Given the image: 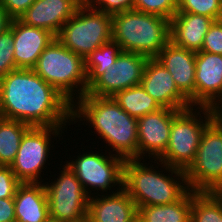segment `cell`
Segmentation results:
<instances>
[{
    "instance_id": "obj_19",
    "label": "cell",
    "mask_w": 222,
    "mask_h": 222,
    "mask_svg": "<svg viewBox=\"0 0 222 222\" xmlns=\"http://www.w3.org/2000/svg\"><path fill=\"white\" fill-rule=\"evenodd\" d=\"M136 215L137 206L123 187L89 197L87 222H130Z\"/></svg>"
},
{
    "instance_id": "obj_40",
    "label": "cell",
    "mask_w": 222,
    "mask_h": 222,
    "mask_svg": "<svg viewBox=\"0 0 222 222\" xmlns=\"http://www.w3.org/2000/svg\"><path fill=\"white\" fill-rule=\"evenodd\" d=\"M81 4H89L92 0H77Z\"/></svg>"
},
{
    "instance_id": "obj_10",
    "label": "cell",
    "mask_w": 222,
    "mask_h": 222,
    "mask_svg": "<svg viewBox=\"0 0 222 222\" xmlns=\"http://www.w3.org/2000/svg\"><path fill=\"white\" fill-rule=\"evenodd\" d=\"M61 165L58 175L49 176L55 178L44 180L49 216L61 222H87L89 195L75 173L66 164Z\"/></svg>"
},
{
    "instance_id": "obj_2",
    "label": "cell",
    "mask_w": 222,
    "mask_h": 222,
    "mask_svg": "<svg viewBox=\"0 0 222 222\" xmlns=\"http://www.w3.org/2000/svg\"><path fill=\"white\" fill-rule=\"evenodd\" d=\"M71 121L72 125L78 122L76 127L85 124L89 126L87 128L91 127L89 130L93 128L89 135H98L96 138L104 141L102 143L106 144L105 149L110 154L124 160L138 159L137 119L124 111L112 97L85 94L72 104Z\"/></svg>"
},
{
    "instance_id": "obj_21",
    "label": "cell",
    "mask_w": 222,
    "mask_h": 222,
    "mask_svg": "<svg viewBox=\"0 0 222 222\" xmlns=\"http://www.w3.org/2000/svg\"><path fill=\"white\" fill-rule=\"evenodd\" d=\"M16 222H43L49 216L44 183H21L14 196Z\"/></svg>"
},
{
    "instance_id": "obj_5",
    "label": "cell",
    "mask_w": 222,
    "mask_h": 222,
    "mask_svg": "<svg viewBox=\"0 0 222 222\" xmlns=\"http://www.w3.org/2000/svg\"><path fill=\"white\" fill-rule=\"evenodd\" d=\"M32 69L71 104L87 94L84 58L66 48L56 37Z\"/></svg>"
},
{
    "instance_id": "obj_6",
    "label": "cell",
    "mask_w": 222,
    "mask_h": 222,
    "mask_svg": "<svg viewBox=\"0 0 222 222\" xmlns=\"http://www.w3.org/2000/svg\"><path fill=\"white\" fill-rule=\"evenodd\" d=\"M213 120L209 107L192 106L180 110L173 117L167 148L158 160L186 171L196 157L205 128Z\"/></svg>"
},
{
    "instance_id": "obj_3",
    "label": "cell",
    "mask_w": 222,
    "mask_h": 222,
    "mask_svg": "<svg viewBox=\"0 0 222 222\" xmlns=\"http://www.w3.org/2000/svg\"><path fill=\"white\" fill-rule=\"evenodd\" d=\"M146 161L126 159L123 165V188L137 207L175 203L190 190L185 171L159 160Z\"/></svg>"
},
{
    "instance_id": "obj_1",
    "label": "cell",
    "mask_w": 222,
    "mask_h": 222,
    "mask_svg": "<svg viewBox=\"0 0 222 222\" xmlns=\"http://www.w3.org/2000/svg\"><path fill=\"white\" fill-rule=\"evenodd\" d=\"M72 104L33 69L17 68L0 79V117L30 126H69Z\"/></svg>"
},
{
    "instance_id": "obj_39",
    "label": "cell",
    "mask_w": 222,
    "mask_h": 222,
    "mask_svg": "<svg viewBox=\"0 0 222 222\" xmlns=\"http://www.w3.org/2000/svg\"><path fill=\"white\" fill-rule=\"evenodd\" d=\"M130 222H143L138 215H136Z\"/></svg>"
},
{
    "instance_id": "obj_32",
    "label": "cell",
    "mask_w": 222,
    "mask_h": 222,
    "mask_svg": "<svg viewBox=\"0 0 222 222\" xmlns=\"http://www.w3.org/2000/svg\"><path fill=\"white\" fill-rule=\"evenodd\" d=\"M89 4L94 9L110 15L134 10V0H92Z\"/></svg>"
},
{
    "instance_id": "obj_36",
    "label": "cell",
    "mask_w": 222,
    "mask_h": 222,
    "mask_svg": "<svg viewBox=\"0 0 222 222\" xmlns=\"http://www.w3.org/2000/svg\"><path fill=\"white\" fill-rule=\"evenodd\" d=\"M213 119L222 128V101L216 103L212 108Z\"/></svg>"
},
{
    "instance_id": "obj_14",
    "label": "cell",
    "mask_w": 222,
    "mask_h": 222,
    "mask_svg": "<svg viewBox=\"0 0 222 222\" xmlns=\"http://www.w3.org/2000/svg\"><path fill=\"white\" fill-rule=\"evenodd\" d=\"M140 84L162 108L184 110L192 107L176 87L169 71L155 58L147 60Z\"/></svg>"
},
{
    "instance_id": "obj_25",
    "label": "cell",
    "mask_w": 222,
    "mask_h": 222,
    "mask_svg": "<svg viewBox=\"0 0 222 222\" xmlns=\"http://www.w3.org/2000/svg\"><path fill=\"white\" fill-rule=\"evenodd\" d=\"M191 222H222V202L213 192L192 191Z\"/></svg>"
},
{
    "instance_id": "obj_27",
    "label": "cell",
    "mask_w": 222,
    "mask_h": 222,
    "mask_svg": "<svg viewBox=\"0 0 222 222\" xmlns=\"http://www.w3.org/2000/svg\"><path fill=\"white\" fill-rule=\"evenodd\" d=\"M122 51L118 43L110 41L85 57V67L109 68L114 65Z\"/></svg>"
},
{
    "instance_id": "obj_33",
    "label": "cell",
    "mask_w": 222,
    "mask_h": 222,
    "mask_svg": "<svg viewBox=\"0 0 222 222\" xmlns=\"http://www.w3.org/2000/svg\"><path fill=\"white\" fill-rule=\"evenodd\" d=\"M35 0H2L1 4L12 19H18Z\"/></svg>"
},
{
    "instance_id": "obj_11",
    "label": "cell",
    "mask_w": 222,
    "mask_h": 222,
    "mask_svg": "<svg viewBox=\"0 0 222 222\" xmlns=\"http://www.w3.org/2000/svg\"><path fill=\"white\" fill-rule=\"evenodd\" d=\"M148 59L142 54L122 51L109 68L85 67L87 95L113 97L119 91L139 85Z\"/></svg>"
},
{
    "instance_id": "obj_8",
    "label": "cell",
    "mask_w": 222,
    "mask_h": 222,
    "mask_svg": "<svg viewBox=\"0 0 222 222\" xmlns=\"http://www.w3.org/2000/svg\"><path fill=\"white\" fill-rule=\"evenodd\" d=\"M66 48L84 59L112 41V15L81 4L56 37Z\"/></svg>"
},
{
    "instance_id": "obj_37",
    "label": "cell",
    "mask_w": 222,
    "mask_h": 222,
    "mask_svg": "<svg viewBox=\"0 0 222 222\" xmlns=\"http://www.w3.org/2000/svg\"><path fill=\"white\" fill-rule=\"evenodd\" d=\"M214 195L222 202V184H220L214 191Z\"/></svg>"
},
{
    "instance_id": "obj_15",
    "label": "cell",
    "mask_w": 222,
    "mask_h": 222,
    "mask_svg": "<svg viewBox=\"0 0 222 222\" xmlns=\"http://www.w3.org/2000/svg\"><path fill=\"white\" fill-rule=\"evenodd\" d=\"M195 107L212 108L222 101V55L196 52Z\"/></svg>"
},
{
    "instance_id": "obj_24",
    "label": "cell",
    "mask_w": 222,
    "mask_h": 222,
    "mask_svg": "<svg viewBox=\"0 0 222 222\" xmlns=\"http://www.w3.org/2000/svg\"><path fill=\"white\" fill-rule=\"evenodd\" d=\"M31 126L0 117V165L10 166L20 147L22 137Z\"/></svg>"
},
{
    "instance_id": "obj_34",
    "label": "cell",
    "mask_w": 222,
    "mask_h": 222,
    "mask_svg": "<svg viewBox=\"0 0 222 222\" xmlns=\"http://www.w3.org/2000/svg\"><path fill=\"white\" fill-rule=\"evenodd\" d=\"M14 198H0V222H16Z\"/></svg>"
},
{
    "instance_id": "obj_9",
    "label": "cell",
    "mask_w": 222,
    "mask_h": 222,
    "mask_svg": "<svg viewBox=\"0 0 222 222\" xmlns=\"http://www.w3.org/2000/svg\"><path fill=\"white\" fill-rule=\"evenodd\" d=\"M67 128L68 126H31L25 132L17 155L10 165L11 170L21 183L43 182L46 165H50L48 159L53 155L52 150L54 152V149H51L55 146L51 144L54 143L52 140L62 141L64 138L62 135L65 134L64 129Z\"/></svg>"
},
{
    "instance_id": "obj_26",
    "label": "cell",
    "mask_w": 222,
    "mask_h": 222,
    "mask_svg": "<svg viewBox=\"0 0 222 222\" xmlns=\"http://www.w3.org/2000/svg\"><path fill=\"white\" fill-rule=\"evenodd\" d=\"M177 12L204 15L215 20L222 19V0H178Z\"/></svg>"
},
{
    "instance_id": "obj_12",
    "label": "cell",
    "mask_w": 222,
    "mask_h": 222,
    "mask_svg": "<svg viewBox=\"0 0 222 222\" xmlns=\"http://www.w3.org/2000/svg\"><path fill=\"white\" fill-rule=\"evenodd\" d=\"M185 174L189 189L195 192H213L222 184V128L215 120L205 128Z\"/></svg>"
},
{
    "instance_id": "obj_35",
    "label": "cell",
    "mask_w": 222,
    "mask_h": 222,
    "mask_svg": "<svg viewBox=\"0 0 222 222\" xmlns=\"http://www.w3.org/2000/svg\"><path fill=\"white\" fill-rule=\"evenodd\" d=\"M12 18L0 3V34L10 27Z\"/></svg>"
},
{
    "instance_id": "obj_16",
    "label": "cell",
    "mask_w": 222,
    "mask_h": 222,
    "mask_svg": "<svg viewBox=\"0 0 222 222\" xmlns=\"http://www.w3.org/2000/svg\"><path fill=\"white\" fill-rule=\"evenodd\" d=\"M172 75L178 90L195 106L196 52L169 41L155 57Z\"/></svg>"
},
{
    "instance_id": "obj_20",
    "label": "cell",
    "mask_w": 222,
    "mask_h": 222,
    "mask_svg": "<svg viewBox=\"0 0 222 222\" xmlns=\"http://www.w3.org/2000/svg\"><path fill=\"white\" fill-rule=\"evenodd\" d=\"M213 21L204 15L176 12L170 20V41L187 50L201 51L204 36Z\"/></svg>"
},
{
    "instance_id": "obj_17",
    "label": "cell",
    "mask_w": 222,
    "mask_h": 222,
    "mask_svg": "<svg viewBox=\"0 0 222 222\" xmlns=\"http://www.w3.org/2000/svg\"><path fill=\"white\" fill-rule=\"evenodd\" d=\"M80 5L77 0H35L18 19L25 25L45 29L57 37Z\"/></svg>"
},
{
    "instance_id": "obj_13",
    "label": "cell",
    "mask_w": 222,
    "mask_h": 222,
    "mask_svg": "<svg viewBox=\"0 0 222 222\" xmlns=\"http://www.w3.org/2000/svg\"><path fill=\"white\" fill-rule=\"evenodd\" d=\"M179 111L161 108L137 119L138 159L158 160L165 153L172 120Z\"/></svg>"
},
{
    "instance_id": "obj_31",
    "label": "cell",
    "mask_w": 222,
    "mask_h": 222,
    "mask_svg": "<svg viewBox=\"0 0 222 222\" xmlns=\"http://www.w3.org/2000/svg\"><path fill=\"white\" fill-rule=\"evenodd\" d=\"M20 184L10 166L0 165V198H14Z\"/></svg>"
},
{
    "instance_id": "obj_28",
    "label": "cell",
    "mask_w": 222,
    "mask_h": 222,
    "mask_svg": "<svg viewBox=\"0 0 222 222\" xmlns=\"http://www.w3.org/2000/svg\"><path fill=\"white\" fill-rule=\"evenodd\" d=\"M13 19L10 27L0 34V79L17 69L14 58Z\"/></svg>"
},
{
    "instance_id": "obj_23",
    "label": "cell",
    "mask_w": 222,
    "mask_h": 222,
    "mask_svg": "<svg viewBox=\"0 0 222 222\" xmlns=\"http://www.w3.org/2000/svg\"><path fill=\"white\" fill-rule=\"evenodd\" d=\"M112 98L124 111L136 119L162 108L141 84L119 91Z\"/></svg>"
},
{
    "instance_id": "obj_7",
    "label": "cell",
    "mask_w": 222,
    "mask_h": 222,
    "mask_svg": "<svg viewBox=\"0 0 222 222\" xmlns=\"http://www.w3.org/2000/svg\"><path fill=\"white\" fill-rule=\"evenodd\" d=\"M82 148L81 153L78 152V155L72 157L71 160L65 159V161L61 160L60 162L66 164L75 173L89 197L93 196V194H107L119 191L123 187V165L125 160L122 157L110 154L106 150H104V153L103 150L100 152V148L97 147L90 146L88 151L85 149V145L82 147L81 144ZM92 148L96 149L94 150L95 152L91 150Z\"/></svg>"
},
{
    "instance_id": "obj_18",
    "label": "cell",
    "mask_w": 222,
    "mask_h": 222,
    "mask_svg": "<svg viewBox=\"0 0 222 222\" xmlns=\"http://www.w3.org/2000/svg\"><path fill=\"white\" fill-rule=\"evenodd\" d=\"M55 36L42 28L25 25L13 19L14 58L16 68L32 69L40 54Z\"/></svg>"
},
{
    "instance_id": "obj_22",
    "label": "cell",
    "mask_w": 222,
    "mask_h": 222,
    "mask_svg": "<svg viewBox=\"0 0 222 222\" xmlns=\"http://www.w3.org/2000/svg\"><path fill=\"white\" fill-rule=\"evenodd\" d=\"M192 190L179 201L165 205L137 207L143 222H191Z\"/></svg>"
},
{
    "instance_id": "obj_29",
    "label": "cell",
    "mask_w": 222,
    "mask_h": 222,
    "mask_svg": "<svg viewBox=\"0 0 222 222\" xmlns=\"http://www.w3.org/2000/svg\"><path fill=\"white\" fill-rule=\"evenodd\" d=\"M178 9V0H134V10L171 20Z\"/></svg>"
},
{
    "instance_id": "obj_4",
    "label": "cell",
    "mask_w": 222,
    "mask_h": 222,
    "mask_svg": "<svg viewBox=\"0 0 222 222\" xmlns=\"http://www.w3.org/2000/svg\"><path fill=\"white\" fill-rule=\"evenodd\" d=\"M112 41L125 52L155 58L170 41V20L136 10L114 14Z\"/></svg>"
},
{
    "instance_id": "obj_30",
    "label": "cell",
    "mask_w": 222,
    "mask_h": 222,
    "mask_svg": "<svg viewBox=\"0 0 222 222\" xmlns=\"http://www.w3.org/2000/svg\"><path fill=\"white\" fill-rule=\"evenodd\" d=\"M201 51L222 55V19L215 20L210 25Z\"/></svg>"
},
{
    "instance_id": "obj_38",
    "label": "cell",
    "mask_w": 222,
    "mask_h": 222,
    "mask_svg": "<svg viewBox=\"0 0 222 222\" xmlns=\"http://www.w3.org/2000/svg\"><path fill=\"white\" fill-rule=\"evenodd\" d=\"M43 222H61V221H58L57 219L51 216H48Z\"/></svg>"
}]
</instances>
